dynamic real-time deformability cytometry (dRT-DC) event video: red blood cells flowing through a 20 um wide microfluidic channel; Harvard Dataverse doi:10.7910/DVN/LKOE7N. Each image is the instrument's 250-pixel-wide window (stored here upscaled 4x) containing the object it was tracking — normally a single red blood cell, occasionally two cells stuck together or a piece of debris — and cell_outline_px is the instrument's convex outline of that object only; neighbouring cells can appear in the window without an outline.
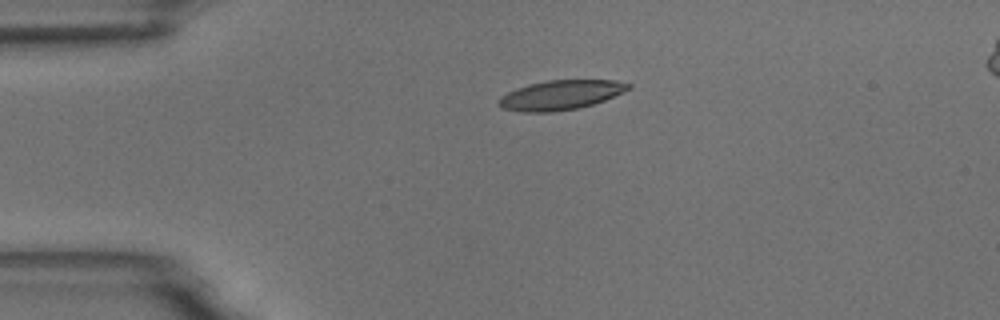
{"species": "common noctule bat (a hibernating species)", "species_latin": "Nyctalus noctula", "temperature_condition": "room temperature", "stored_images_in_passage": 3, "camera_frame_rate_fps": 3000, "um_per_image_px": 0.085, "animal": {"sex": "male", "body_mass_g": 18.8}, "frame": {"image": 1, "passage_image": 1, "time_ms": 0.0, "image_size_px": [1000, 320], "cell_outline_px": [[632, 88], [624, 92], [604, 100], [580, 108], [552, 112], [524, 112], [500, 108], [496, 104], [496, 100], [500, 96], [516, 88], [528, 84], [548, 80], [616, 80], [632, 84]], "centroid_in_image_um": [47.63, 8.08], "position_along_channel_um": 37.4, "area_um2": 22.6}}